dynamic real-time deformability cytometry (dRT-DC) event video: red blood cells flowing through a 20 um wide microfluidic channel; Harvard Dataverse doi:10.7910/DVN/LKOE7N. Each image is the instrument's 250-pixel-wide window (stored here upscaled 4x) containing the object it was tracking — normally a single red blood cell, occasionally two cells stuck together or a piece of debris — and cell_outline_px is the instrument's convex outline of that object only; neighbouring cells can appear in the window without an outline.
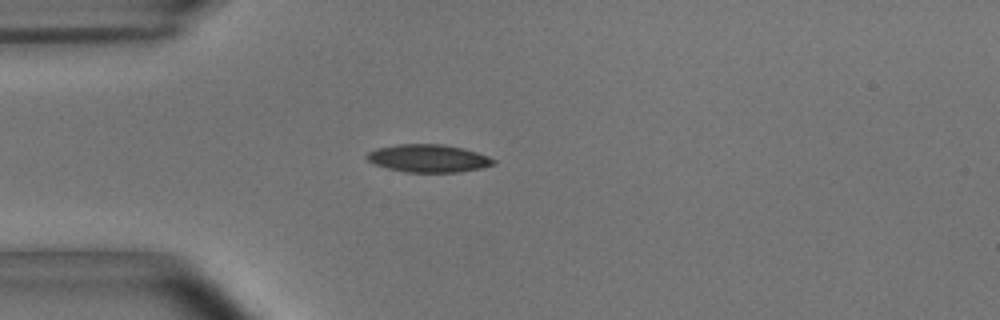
{"species": "common noctule bat (a hibernating species)", "species_latin": "Nyctalus noctula", "temperature_condition": "room temperature", "stored_images_in_passage": 40, "camera_frame_rate_fps": 3000, "um_per_image_px": 0.085, "animal": {"sex": "male", "body_mass_g": 15.6}, "frame": {"image": 1, "passage_image": 1, "time_ms": 0.0, "image_size_px": [1000, 320], "cell_outline_px": [[496, 164], [480, 168], [456, 172], [408, 172], [388, 168], [376, 164], [368, 160], [364, 156], [368, 152], [376, 148], [396, 144], [440, 144], [464, 148], [488, 156], [496, 160]], "centroid_in_image_um": [36.41, 13.45], "position_along_channel_um": 48.6, "area_um2": 20.4}}
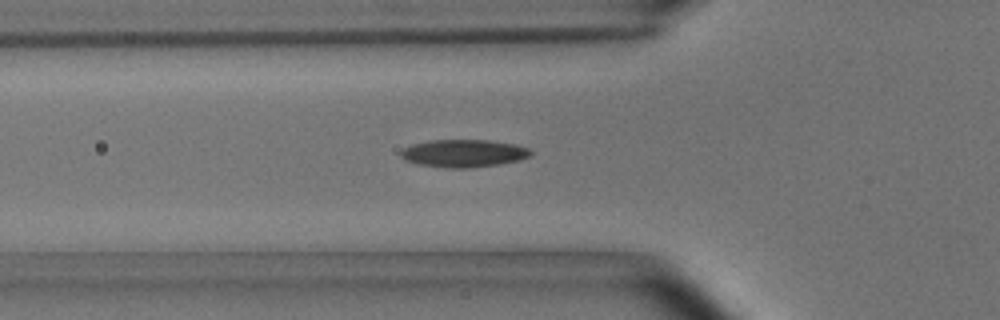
{"frame": {"image": 2, "passage_image": 5, "time_ms": 1.333, "image_size_px": [1000, 320], "cell_outline_px": [[532, 152], [528, 156], [520, 160], [500, 164], [472, 168], [444, 168], [416, 164], [404, 160], [400, 156], [400, 152], [404, 148], [412, 144], [428, 140], [488, 140], [516, 144], [528, 148]], "centroid_in_image_um": [39.37, 13.04], "position_along_channel_um": 86.4, "area_um2": 21.15}}
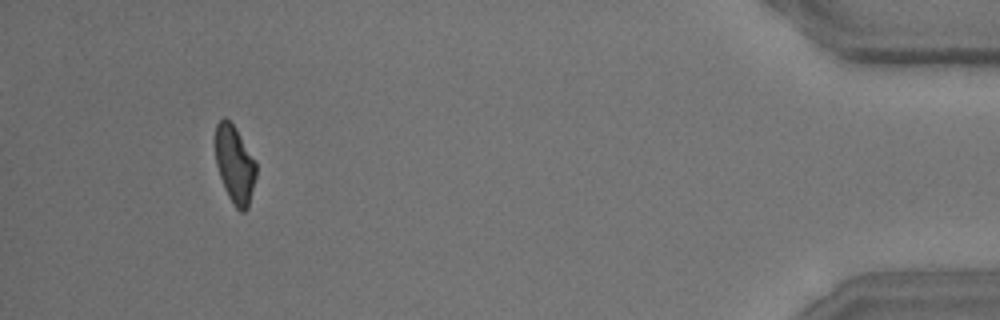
{"frame": {"image": 3, "passage_image": 37, "time_ms": 12.0, "image_size_px": [1000, 320], "cell_outline_px": [[256, 176], [248, 208], [244, 212], [240, 212], [236, 208], [228, 196], [224, 188], [216, 164], [216, 124], [224, 116], [236, 128], [256, 160]], "centroid_in_image_um": [19.97, 13.99], "position_along_channel_um": 415.2, "area_um2": 18.44}, "authors_computed_cell_mechanics": {"area_um2": 19.8832, "velocity_mm_per_s": 3.7121, "shape_relaxation_time_tau1_ms": 3.5532, "shape_relaxation_time_tau2_ms": 3.1238, "deformation_change_tau1": 0.1566, "deformation_change_tau2": 0.1105}}